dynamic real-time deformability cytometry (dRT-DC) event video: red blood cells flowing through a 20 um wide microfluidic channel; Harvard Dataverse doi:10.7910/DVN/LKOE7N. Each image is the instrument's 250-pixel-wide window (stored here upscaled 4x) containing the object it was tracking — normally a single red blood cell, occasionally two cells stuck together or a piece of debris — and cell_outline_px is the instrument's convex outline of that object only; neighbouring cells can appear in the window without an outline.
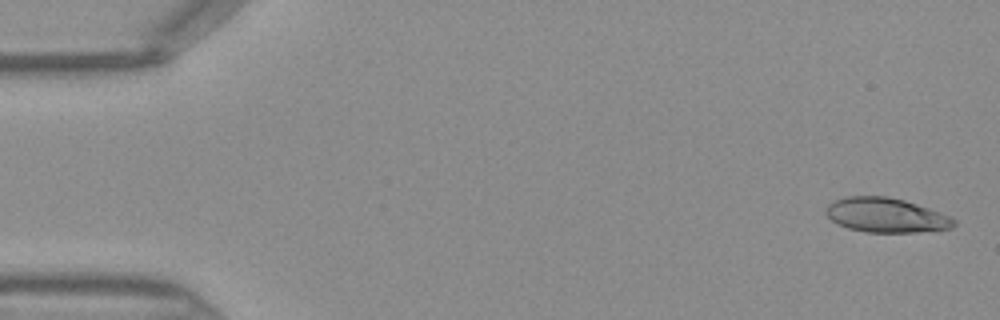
{"species": "Egyptian fruit bat (a non-hibernating species)", "species_latin": "Rousettus aegyptiacus", "temperature_condition": "warm", "stored_images_in_passage": 46, "camera_frame_rate_fps": 3000, "um_per_image_px": 0.085, "frame": {"image": 1, "passage_image": 2, "time_ms": 0.333, "image_size_px": [1000, 320], "cell_outline_px": [[956, 224], [952, 228], [916, 232], [864, 232], [848, 228], [836, 224], [824, 212], [828, 204], [844, 196], [884, 196], [904, 200], [928, 208], [948, 216], [956, 220]], "centroid_in_image_um": [75.27, 18.29], "position_along_channel_um": 9.7, "area_um2": 25.61}}
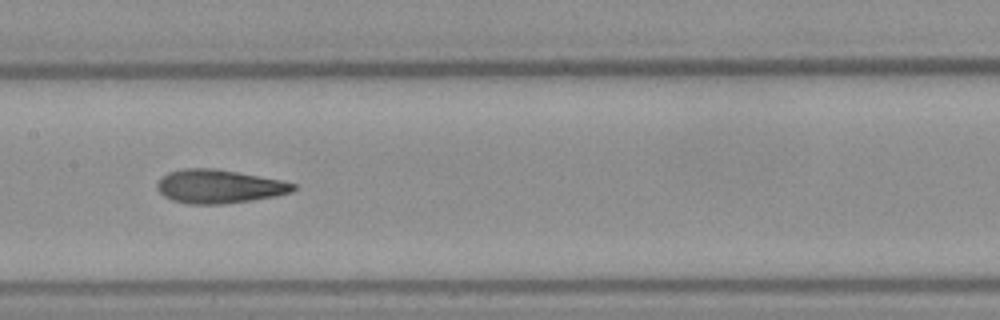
{"frame": {"image": 2, "passage_image": 23, "time_ms": 7.333, "image_size_px": [1000, 320], "cell_outline_px": [[296, 188], [292, 192], [276, 196], [252, 200], [224, 204], [188, 204], [172, 200], [164, 196], [156, 188], [156, 184], [168, 172], [184, 168], [216, 168], [280, 180], [296, 184]], "centroid_in_image_um": [18.61, 15.85], "position_along_channel_um": 188.8, "area_um2": 26.65}}
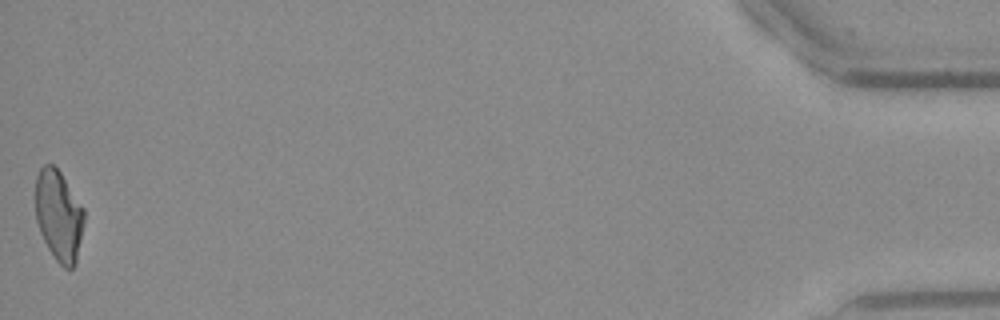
{"frame": {"image": 3, "passage_image": 46, "time_ms": 15.0, "image_size_px": [1000, 320], "cell_outline_px": [[84, 220], [76, 264], [72, 268], [64, 268], [56, 260], [48, 248], [40, 232], [36, 220], [36, 176], [40, 168], [44, 164], [52, 164], [60, 172], [84, 208]], "centroid_in_image_um": [4.99, 18.32], "position_along_channel_um": 430.2, "area_um2": 25.61}}